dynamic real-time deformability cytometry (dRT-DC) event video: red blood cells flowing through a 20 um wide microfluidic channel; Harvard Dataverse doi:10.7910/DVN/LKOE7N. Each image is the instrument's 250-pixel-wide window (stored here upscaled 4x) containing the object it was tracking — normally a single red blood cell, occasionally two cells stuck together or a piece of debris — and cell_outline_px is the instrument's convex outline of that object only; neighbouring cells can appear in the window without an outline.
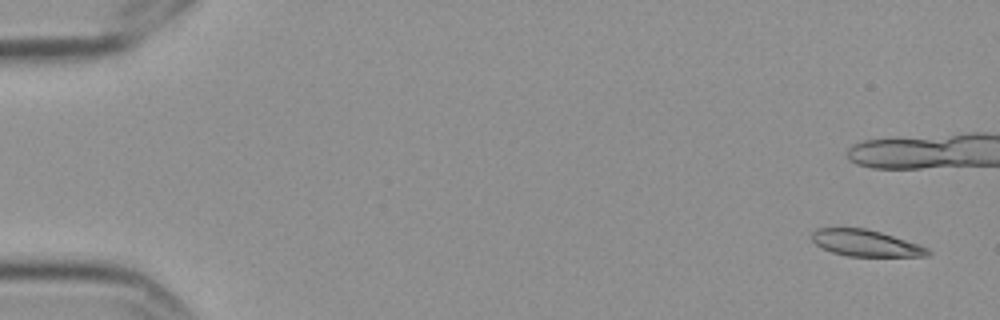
{"species": "Egyptian fruit bat (a non-hibernating species)", "species_latin": "Rousettus aegyptiacus", "temperature_condition": "cold", "stored_images_in_passage": 9, "camera_frame_rate_fps": 3000, "um_per_image_px": 0.085, "frame": {"image": 1, "passage_image": 1, "time_ms": 0.0, "image_size_px": [1000, 320], "cell_outline_px": [[932, 252], [928, 256], [848, 256], [832, 252], [816, 244], [812, 240], [812, 232], [816, 228], [864, 228], [880, 232], [928, 248]], "centroid_in_image_um": [73.56, 20.67], "position_along_channel_um": 11.4, "area_um2": 17.57}}
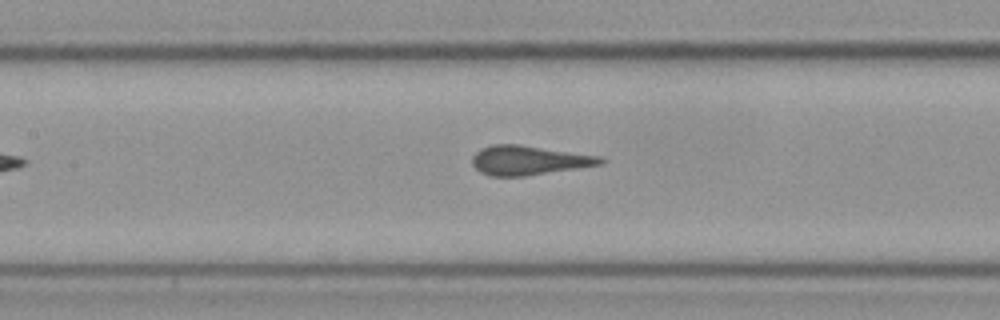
{"frame": {"image": 2, "passage_image": 9, "time_ms": 2.667, "image_size_px": [1000, 320], "cell_outline_px": [[608, 160], [600, 164], [576, 168], [524, 176], [488, 176], [480, 172], [472, 164], [472, 156], [480, 148], [492, 144], [520, 144], [600, 156]], "centroid_in_image_um": [44.91, 13.61], "position_along_channel_um": 162.5, "area_um2": 21.91}}